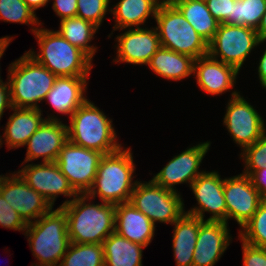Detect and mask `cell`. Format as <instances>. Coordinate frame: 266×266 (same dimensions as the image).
I'll list each match as a JSON object with an SVG mask.
<instances>
[{
    "label": "cell",
    "mask_w": 266,
    "mask_h": 266,
    "mask_svg": "<svg viewBox=\"0 0 266 266\" xmlns=\"http://www.w3.org/2000/svg\"><path fill=\"white\" fill-rule=\"evenodd\" d=\"M88 199L86 194H78L73 200H65L59 207L67 217L70 242L102 244L115 232V205L86 203Z\"/></svg>",
    "instance_id": "obj_1"
},
{
    "label": "cell",
    "mask_w": 266,
    "mask_h": 266,
    "mask_svg": "<svg viewBox=\"0 0 266 266\" xmlns=\"http://www.w3.org/2000/svg\"><path fill=\"white\" fill-rule=\"evenodd\" d=\"M130 149L122 147L101 158L93 186L86 194L89 200L99 196L102 202L113 205L130 201L137 183L133 182L136 168Z\"/></svg>",
    "instance_id": "obj_2"
},
{
    "label": "cell",
    "mask_w": 266,
    "mask_h": 266,
    "mask_svg": "<svg viewBox=\"0 0 266 266\" xmlns=\"http://www.w3.org/2000/svg\"><path fill=\"white\" fill-rule=\"evenodd\" d=\"M32 32L38 40L40 53L32 50L28 53L51 73L57 77L89 75L92 59L80 48L71 45L57 31L34 27Z\"/></svg>",
    "instance_id": "obj_3"
},
{
    "label": "cell",
    "mask_w": 266,
    "mask_h": 266,
    "mask_svg": "<svg viewBox=\"0 0 266 266\" xmlns=\"http://www.w3.org/2000/svg\"><path fill=\"white\" fill-rule=\"evenodd\" d=\"M8 84L13 107L40 109L57 76L26 52L12 62L8 69Z\"/></svg>",
    "instance_id": "obj_4"
},
{
    "label": "cell",
    "mask_w": 266,
    "mask_h": 266,
    "mask_svg": "<svg viewBox=\"0 0 266 266\" xmlns=\"http://www.w3.org/2000/svg\"><path fill=\"white\" fill-rule=\"evenodd\" d=\"M28 238L33 256L37 258L35 266H59L60 260L70 245L67 217L58 207L29 223L24 231ZM58 264V265H57Z\"/></svg>",
    "instance_id": "obj_5"
},
{
    "label": "cell",
    "mask_w": 266,
    "mask_h": 266,
    "mask_svg": "<svg viewBox=\"0 0 266 266\" xmlns=\"http://www.w3.org/2000/svg\"><path fill=\"white\" fill-rule=\"evenodd\" d=\"M68 140L87 149L111 154L122 148L116 140L112 120L87 100L70 117Z\"/></svg>",
    "instance_id": "obj_6"
},
{
    "label": "cell",
    "mask_w": 266,
    "mask_h": 266,
    "mask_svg": "<svg viewBox=\"0 0 266 266\" xmlns=\"http://www.w3.org/2000/svg\"><path fill=\"white\" fill-rule=\"evenodd\" d=\"M155 27L161 47L194 58L208 55V42L202 38L169 1L163 0L156 12Z\"/></svg>",
    "instance_id": "obj_7"
},
{
    "label": "cell",
    "mask_w": 266,
    "mask_h": 266,
    "mask_svg": "<svg viewBox=\"0 0 266 266\" xmlns=\"http://www.w3.org/2000/svg\"><path fill=\"white\" fill-rule=\"evenodd\" d=\"M129 202L154 225L156 222L173 224L184 213L179 192L165 189L153 180L137 181Z\"/></svg>",
    "instance_id": "obj_8"
},
{
    "label": "cell",
    "mask_w": 266,
    "mask_h": 266,
    "mask_svg": "<svg viewBox=\"0 0 266 266\" xmlns=\"http://www.w3.org/2000/svg\"><path fill=\"white\" fill-rule=\"evenodd\" d=\"M260 41L253 28L220 23L212 40L208 43V55L223 63L236 67L239 71Z\"/></svg>",
    "instance_id": "obj_9"
},
{
    "label": "cell",
    "mask_w": 266,
    "mask_h": 266,
    "mask_svg": "<svg viewBox=\"0 0 266 266\" xmlns=\"http://www.w3.org/2000/svg\"><path fill=\"white\" fill-rule=\"evenodd\" d=\"M103 153L67 141L59 152L56 164L78 194L92 188Z\"/></svg>",
    "instance_id": "obj_10"
},
{
    "label": "cell",
    "mask_w": 266,
    "mask_h": 266,
    "mask_svg": "<svg viewBox=\"0 0 266 266\" xmlns=\"http://www.w3.org/2000/svg\"><path fill=\"white\" fill-rule=\"evenodd\" d=\"M231 94L223 124L227 127L233 141L243 151L260 139L266 130L265 122L239 92L233 91Z\"/></svg>",
    "instance_id": "obj_11"
},
{
    "label": "cell",
    "mask_w": 266,
    "mask_h": 266,
    "mask_svg": "<svg viewBox=\"0 0 266 266\" xmlns=\"http://www.w3.org/2000/svg\"><path fill=\"white\" fill-rule=\"evenodd\" d=\"M0 194L27 224L53 209L49 202L32 189L18 173L3 176L0 182Z\"/></svg>",
    "instance_id": "obj_12"
},
{
    "label": "cell",
    "mask_w": 266,
    "mask_h": 266,
    "mask_svg": "<svg viewBox=\"0 0 266 266\" xmlns=\"http://www.w3.org/2000/svg\"><path fill=\"white\" fill-rule=\"evenodd\" d=\"M36 192L41 194L53 207L58 195L63 194L72 200L78 195L67 177L60 171L56 162L27 164L17 172Z\"/></svg>",
    "instance_id": "obj_13"
},
{
    "label": "cell",
    "mask_w": 266,
    "mask_h": 266,
    "mask_svg": "<svg viewBox=\"0 0 266 266\" xmlns=\"http://www.w3.org/2000/svg\"><path fill=\"white\" fill-rule=\"evenodd\" d=\"M192 192L197 200L198 207L184 213L196 216L205 221L204 212H210L207 221H227V208L224 198V179L216 171L203 172L191 184Z\"/></svg>",
    "instance_id": "obj_14"
},
{
    "label": "cell",
    "mask_w": 266,
    "mask_h": 266,
    "mask_svg": "<svg viewBox=\"0 0 266 266\" xmlns=\"http://www.w3.org/2000/svg\"><path fill=\"white\" fill-rule=\"evenodd\" d=\"M224 198L227 220L234 219L242 227L257 211L264 199L254 187L252 179L244 173L224 179Z\"/></svg>",
    "instance_id": "obj_15"
},
{
    "label": "cell",
    "mask_w": 266,
    "mask_h": 266,
    "mask_svg": "<svg viewBox=\"0 0 266 266\" xmlns=\"http://www.w3.org/2000/svg\"><path fill=\"white\" fill-rule=\"evenodd\" d=\"M210 141L199 143L196 146L187 148L181 154L174 156L165 167L162 168L152 180L165 189L177 191L174 186L193 181L205 171L199 172V166L208 152Z\"/></svg>",
    "instance_id": "obj_16"
},
{
    "label": "cell",
    "mask_w": 266,
    "mask_h": 266,
    "mask_svg": "<svg viewBox=\"0 0 266 266\" xmlns=\"http://www.w3.org/2000/svg\"><path fill=\"white\" fill-rule=\"evenodd\" d=\"M117 41V57L113 62L147 65L161 47L156 28H129L119 36Z\"/></svg>",
    "instance_id": "obj_17"
},
{
    "label": "cell",
    "mask_w": 266,
    "mask_h": 266,
    "mask_svg": "<svg viewBox=\"0 0 266 266\" xmlns=\"http://www.w3.org/2000/svg\"><path fill=\"white\" fill-rule=\"evenodd\" d=\"M227 224L200 219L192 266H214L218 262L232 239Z\"/></svg>",
    "instance_id": "obj_18"
},
{
    "label": "cell",
    "mask_w": 266,
    "mask_h": 266,
    "mask_svg": "<svg viewBox=\"0 0 266 266\" xmlns=\"http://www.w3.org/2000/svg\"><path fill=\"white\" fill-rule=\"evenodd\" d=\"M67 141V124L60 120H45L25 144L28 147L22 164L40 157L43 162H56Z\"/></svg>",
    "instance_id": "obj_19"
},
{
    "label": "cell",
    "mask_w": 266,
    "mask_h": 266,
    "mask_svg": "<svg viewBox=\"0 0 266 266\" xmlns=\"http://www.w3.org/2000/svg\"><path fill=\"white\" fill-rule=\"evenodd\" d=\"M239 70L209 55L194 61L193 74L198 86L207 94L218 95L234 87Z\"/></svg>",
    "instance_id": "obj_20"
},
{
    "label": "cell",
    "mask_w": 266,
    "mask_h": 266,
    "mask_svg": "<svg viewBox=\"0 0 266 266\" xmlns=\"http://www.w3.org/2000/svg\"><path fill=\"white\" fill-rule=\"evenodd\" d=\"M155 225L130 202L115 205V232L133 243L147 247L153 240Z\"/></svg>",
    "instance_id": "obj_21"
},
{
    "label": "cell",
    "mask_w": 266,
    "mask_h": 266,
    "mask_svg": "<svg viewBox=\"0 0 266 266\" xmlns=\"http://www.w3.org/2000/svg\"><path fill=\"white\" fill-rule=\"evenodd\" d=\"M88 76L57 77L54 86L45 99L54 111L71 117L72 114L88 99L84 93L87 88Z\"/></svg>",
    "instance_id": "obj_22"
},
{
    "label": "cell",
    "mask_w": 266,
    "mask_h": 266,
    "mask_svg": "<svg viewBox=\"0 0 266 266\" xmlns=\"http://www.w3.org/2000/svg\"><path fill=\"white\" fill-rule=\"evenodd\" d=\"M14 113L9 117L2 140L0 135V147L5 141L9 149L25 146L29 138L36 132L45 120H60L55 116L42 118V110L35 108L12 107ZM55 117V118H54Z\"/></svg>",
    "instance_id": "obj_23"
},
{
    "label": "cell",
    "mask_w": 266,
    "mask_h": 266,
    "mask_svg": "<svg viewBox=\"0 0 266 266\" xmlns=\"http://www.w3.org/2000/svg\"><path fill=\"white\" fill-rule=\"evenodd\" d=\"M172 248L176 266H192L200 219L183 213L174 223Z\"/></svg>",
    "instance_id": "obj_24"
},
{
    "label": "cell",
    "mask_w": 266,
    "mask_h": 266,
    "mask_svg": "<svg viewBox=\"0 0 266 266\" xmlns=\"http://www.w3.org/2000/svg\"><path fill=\"white\" fill-rule=\"evenodd\" d=\"M163 0H120L110 12L114 15L116 29L140 27L151 15L155 19L157 9Z\"/></svg>",
    "instance_id": "obj_25"
},
{
    "label": "cell",
    "mask_w": 266,
    "mask_h": 266,
    "mask_svg": "<svg viewBox=\"0 0 266 266\" xmlns=\"http://www.w3.org/2000/svg\"><path fill=\"white\" fill-rule=\"evenodd\" d=\"M195 59L160 47L147 64L158 76L178 81L193 74Z\"/></svg>",
    "instance_id": "obj_26"
},
{
    "label": "cell",
    "mask_w": 266,
    "mask_h": 266,
    "mask_svg": "<svg viewBox=\"0 0 266 266\" xmlns=\"http://www.w3.org/2000/svg\"><path fill=\"white\" fill-rule=\"evenodd\" d=\"M104 266H142V252L146 248L118 235L110 234L102 243Z\"/></svg>",
    "instance_id": "obj_27"
},
{
    "label": "cell",
    "mask_w": 266,
    "mask_h": 266,
    "mask_svg": "<svg viewBox=\"0 0 266 266\" xmlns=\"http://www.w3.org/2000/svg\"><path fill=\"white\" fill-rule=\"evenodd\" d=\"M208 43L214 37L219 22L207 8L206 2L197 0H169Z\"/></svg>",
    "instance_id": "obj_28"
},
{
    "label": "cell",
    "mask_w": 266,
    "mask_h": 266,
    "mask_svg": "<svg viewBox=\"0 0 266 266\" xmlns=\"http://www.w3.org/2000/svg\"><path fill=\"white\" fill-rule=\"evenodd\" d=\"M60 29L57 32L71 45L80 48L91 59L95 55L97 47L89 45L94 38L98 27L80 17L65 18L60 21Z\"/></svg>",
    "instance_id": "obj_29"
},
{
    "label": "cell",
    "mask_w": 266,
    "mask_h": 266,
    "mask_svg": "<svg viewBox=\"0 0 266 266\" xmlns=\"http://www.w3.org/2000/svg\"><path fill=\"white\" fill-rule=\"evenodd\" d=\"M59 266H104L103 245L71 242Z\"/></svg>",
    "instance_id": "obj_30"
},
{
    "label": "cell",
    "mask_w": 266,
    "mask_h": 266,
    "mask_svg": "<svg viewBox=\"0 0 266 266\" xmlns=\"http://www.w3.org/2000/svg\"><path fill=\"white\" fill-rule=\"evenodd\" d=\"M266 11V0H235L232 10V25L257 30Z\"/></svg>",
    "instance_id": "obj_31"
},
{
    "label": "cell",
    "mask_w": 266,
    "mask_h": 266,
    "mask_svg": "<svg viewBox=\"0 0 266 266\" xmlns=\"http://www.w3.org/2000/svg\"><path fill=\"white\" fill-rule=\"evenodd\" d=\"M241 229L239 232L241 241L255 247L266 248V198L261 201L257 211Z\"/></svg>",
    "instance_id": "obj_32"
},
{
    "label": "cell",
    "mask_w": 266,
    "mask_h": 266,
    "mask_svg": "<svg viewBox=\"0 0 266 266\" xmlns=\"http://www.w3.org/2000/svg\"><path fill=\"white\" fill-rule=\"evenodd\" d=\"M0 19L30 25H41L36 14L23 0H0Z\"/></svg>",
    "instance_id": "obj_33"
},
{
    "label": "cell",
    "mask_w": 266,
    "mask_h": 266,
    "mask_svg": "<svg viewBox=\"0 0 266 266\" xmlns=\"http://www.w3.org/2000/svg\"><path fill=\"white\" fill-rule=\"evenodd\" d=\"M245 161L244 174L251 176L255 171L266 167V130L259 140L246 147L240 154Z\"/></svg>",
    "instance_id": "obj_34"
},
{
    "label": "cell",
    "mask_w": 266,
    "mask_h": 266,
    "mask_svg": "<svg viewBox=\"0 0 266 266\" xmlns=\"http://www.w3.org/2000/svg\"><path fill=\"white\" fill-rule=\"evenodd\" d=\"M110 0H77V17L93 23L98 28L106 15Z\"/></svg>",
    "instance_id": "obj_35"
},
{
    "label": "cell",
    "mask_w": 266,
    "mask_h": 266,
    "mask_svg": "<svg viewBox=\"0 0 266 266\" xmlns=\"http://www.w3.org/2000/svg\"><path fill=\"white\" fill-rule=\"evenodd\" d=\"M27 225L28 224L0 194V226L7 229L24 232L26 230Z\"/></svg>",
    "instance_id": "obj_36"
},
{
    "label": "cell",
    "mask_w": 266,
    "mask_h": 266,
    "mask_svg": "<svg viewBox=\"0 0 266 266\" xmlns=\"http://www.w3.org/2000/svg\"><path fill=\"white\" fill-rule=\"evenodd\" d=\"M235 0H209L206 2L210 13L219 23L232 25V10Z\"/></svg>",
    "instance_id": "obj_37"
},
{
    "label": "cell",
    "mask_w": 266,
    "mask_h": 266,
    "mask_svg": "<svg viewBox=\"0 0 266 266\" xmlns=\"http://www.w3.org/2000/svg\"><path fill=\"white\" fill-rule=\"evenodd\" d=\"M243 266H266V248L255 247L242 241Z\"/></svg>",
    "instance_id": "obj_38"
},
{
    "label": "cell",
    "mask_w": 266,
    "mask_h": 266,
    "mask_svg": "<svg viewBox=\"0 0 266 266\" xmlns=\"http://www.w3.org/2000/svg\"><path fill=\"white\" fill-rule=\"evenodd\" d=\"M57 16L62 19L76 17L77 0H54L52 6Z\"/></svg>",
    "instance_id": "obj_39"
},
{
    "label": "cell",
    "mask_w": 266,
    "mask_h": 266,
    "mask_svg": "<svg viewBox=\"0 0 266 266\" xmlns=\"http://www.w3.org/2000/svg\"><path fill=\"white\" fill-rule=\"evenodd\" d=\"M12 107L8 81L4 83L0 77V120L4 110Z\"/></svg>",
    "instance_id": "obj_40"
},
{
    "label": "cell",
    "mask_w": 266,
    "mask_h": 266,
    "mask_svg": "<svg viewBox=\"0 0 266 266\" xmlns=\"http://www.w3.org/2000/svg\"><path fill=\"white\" fill-rule=\"evenodd\" d=\"M250 177L254 187L266 198V167L255 171Z\"/></svg>",
    "instance_id": "obj_41"
},
{
    "label": "cell",
    "mask_w": 266,
    "mask_h": 266,
    "mask_svg": "<svg viewBox=\"0 0 266 266\" xmlns=\"http://www.w3.org/2000/svg\"><path fill=\"white\" fill-rule=\"evenodd\" d=\"M258 76L261 86L266 89V49L264 50L258 65Z\"/></svg>",
    "instance_id": "obj_42"
},
{
    "label": "cell",
    "mask_w": 266,
    "mask_h": 266,
    "mask_svg": "<svg viewBox=\"0 0 266 266\" xmlns=\"http://www.w3.org/2000/svg\"><path fill=\"white\" fill-rule=\"evenodd\" d=\"M256 31L260 41L264 43V41H266V11L262 16L261 22Z\"/></svg>",
    "instance_id": "obj_43"
},
{
    "label": "cell",
    "mask_w": 266,
    "mask_h": 266,
    "mask_svg": "<svg viewBox=\"0 0 266 266\" xmlns=\"http://www.w3.org/2000/svg\"><path fill=\"white\" fill-rule=\"evenodd\" d=\"M27 6L34 12L43 6H45L49 0H23Z\"/></svg>",
    "instance_id": "obj_44"
},
{
    "label": "cell",
    "mask_w": 266,
    "mask_h": 266,
    "mask_svg": "<svg viewBox=\"0 0 266 266\" xmlns=\"http://www.w3.org/2000/svg\"><path fill=\"white\" fill-rule=\"evenodd\" d=\"M12 39L13 37H8V36L0 38V59L3 56L6 48L8 47Z\"/></svg>",
    "instance_id": "obj_45"
},
{
    "label": "cell",
    "mask_w": 266,
    "mask_h": 266,
    "mask_svg": "<svg viewBox=\"0 0 266 266\" xmlns=\"http://www.w3.org/2000/svg\"><path fill=\"white\" fill-rule=\"evenodd\" d=\"M197 1L207 2V1H209V0H197Z\"/></svg>",
    "instance_id": "obj_46"
}]
</instances>
